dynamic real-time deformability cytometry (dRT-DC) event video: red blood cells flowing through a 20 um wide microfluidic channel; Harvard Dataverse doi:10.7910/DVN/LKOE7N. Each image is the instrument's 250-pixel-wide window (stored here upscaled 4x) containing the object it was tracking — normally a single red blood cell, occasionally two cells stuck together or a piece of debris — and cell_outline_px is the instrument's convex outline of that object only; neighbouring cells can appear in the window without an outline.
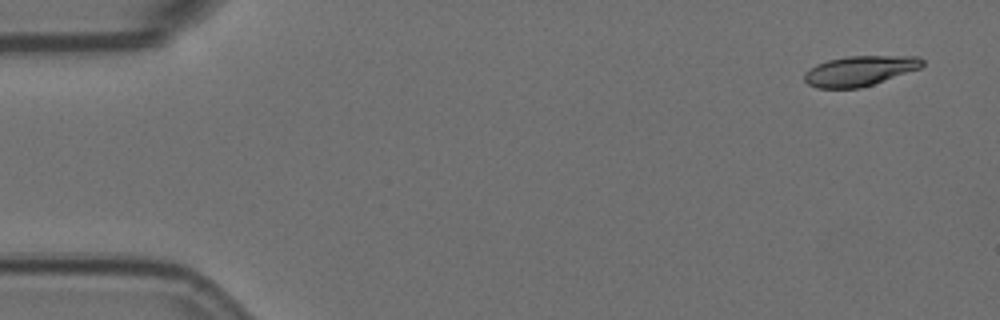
{"species": "Egyptian fruit bat (a non-hibernating species)", "species_latin": "Rousettus aegyptiacus", "temperature_condition": "room temperature", "stored_images_in_passage": 5, "camera_frame_rate_fps": 3000, "um_per_image_px": 0.085, "animal": {"sex": "female"}, "frame": {"image": 1, "passage_image": 1, "time_ms": 0.0, "image_size_px": [1000, 320], "cell_outline_px": [[924, 64], [920, 68], [860, 88], [816, 88], [808, 84], [804, 80], [804, 72], [816, 64], [828, 60], [848, 56], [920, 56], [924, 60]], "centroid_in_image_um": [73.06, 6.01], "position_along_channel_um": 11.9, "area_um2": 20.58}}
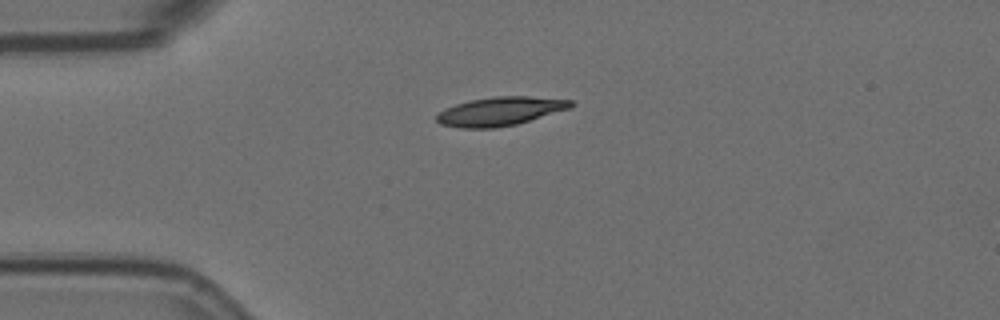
{"frame": {"image": 2, "passage_image": 4, "time_ms": 1.0, "image_size_px": [1000, 320], "cell_outline_px": [[576, 104], [568, 108], [516, 124], [496, 128], [460, 128], [440, 124], [436, 120], [436, 116], [444, 108], [468, 100], [496, 96], [528, 96], [572, 100]], "centroid_in_image_um": [42.46, 9.45], "position_along_channel_um": 42.5, "area_um2": 22.31}}